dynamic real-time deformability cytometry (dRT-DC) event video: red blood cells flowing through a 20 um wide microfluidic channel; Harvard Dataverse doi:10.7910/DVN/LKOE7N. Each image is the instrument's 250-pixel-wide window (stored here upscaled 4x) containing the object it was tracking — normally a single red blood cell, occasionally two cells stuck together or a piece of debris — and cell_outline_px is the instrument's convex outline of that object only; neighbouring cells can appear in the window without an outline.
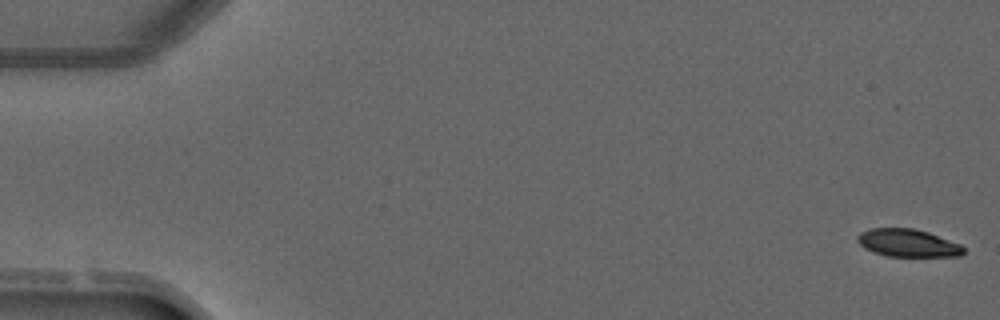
{"species": "common noctule bat (a hibernating species)", "species_latin": "Nyctalus noctula", "temperature_condition": "warm", "stored_images_in_passage": 5, "camera_frame_rate_fps": 3000, "um_per_image_px": 0.085, "animal": {"sex": "male", "forearm_length_mm": 52.5}, "frame": {"image": 1, "passage_image": 1, "time_ms": 0.0, "image_size_px": [1000, 320], "cell_outline_px": [[964, 252], [960, 256], [888, 256], [872, 252], [864, 248], [856, 240], [856, 236], [860, 232], [868, 228], [912, 228], [928, 232], [960, 244], [964, 248]], "centroid_in_image_um": [77.12, 20.65], "position_along_channel_um": 7.9, "area_um2": 17.17}}
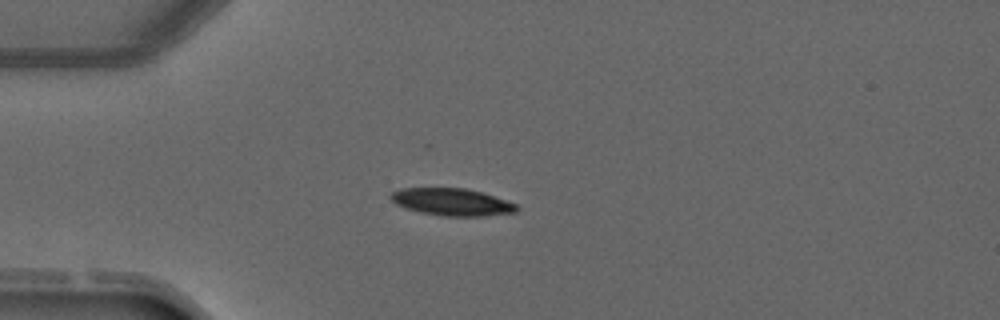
{"frame": {"image": 2, "passage_image": 4, "time_ms": 3.667, "image_size_px": [1000, 320], "cell_outline_px": [[520, 208], [516, 212], [484, 216], [444, 216], [420, 212], [404, 208], [396, 204], [388, 196], [392, 192], [400, 188], [464, 188], [480, 192], [516, 204]], "centroid_in_image_um": [38.37, 17.17], "position_along_channel_um": 46.6, "area_um2": 19.88}}